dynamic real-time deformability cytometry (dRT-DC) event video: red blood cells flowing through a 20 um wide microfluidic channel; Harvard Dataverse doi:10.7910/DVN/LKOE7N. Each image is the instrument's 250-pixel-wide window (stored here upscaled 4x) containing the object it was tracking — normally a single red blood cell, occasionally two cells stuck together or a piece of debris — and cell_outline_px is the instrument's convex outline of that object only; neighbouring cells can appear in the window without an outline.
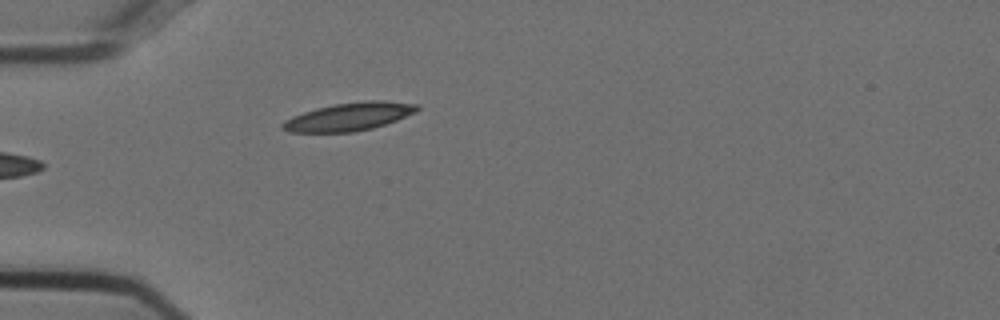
{"species": "Egyptian fruit bat (a non-hibernating species)", "species_latin": "Rousettus aegyptiacus", "temperature_condition": "cold", "stored_images_in_passage": 27, "camera_frame_rate_fps": 3000, "um_per_image_px": 0.085, "animal": {"sex": "female"}, "frame": {"image": 1, "passage_image": 1, "time_ms": 0.0, "image_size_px": [1000, 320], "cell_outline_px": [[420, 108], [416, 112], [396, 120], [372, 128], [356, 132], [288, 132], [280, 128], [280, 124], [284, 120], [292, 116], [316, 108], [336, 104], [364, 100], [384, 100], [420, 104]], "centroid_in_image_um": [29.67, 9.91], "position_along_channel_um": 55.3, "area_um2": 22.14}}
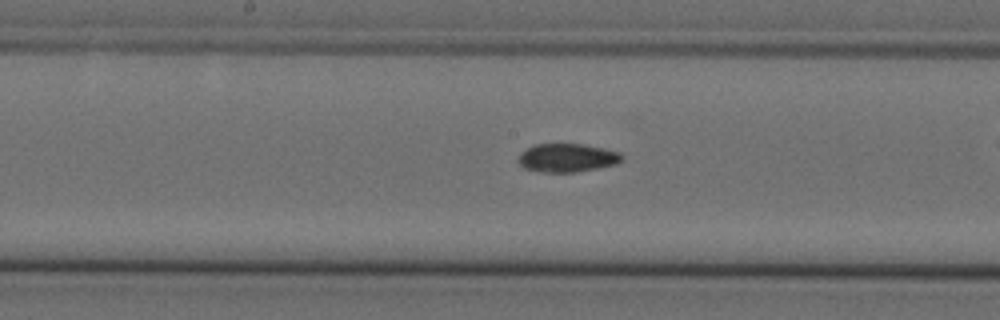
{"frame": {"image": 2, "passage_image": 10, "time_ms": 3.0, "image_size_px": [1000, 320], "cell_outline_px": [[624, 160], [616, 164], [576, 172], [540, 172], [524, 168], [516, 160], [520, 152], [532, 144], [584, 144], [604, 148], [620, 152], [624, 156]], "centroid_in_image_um": [48.19, 13.4], "position_along_channel_um": 200.0, "area_um2": 17.46}}
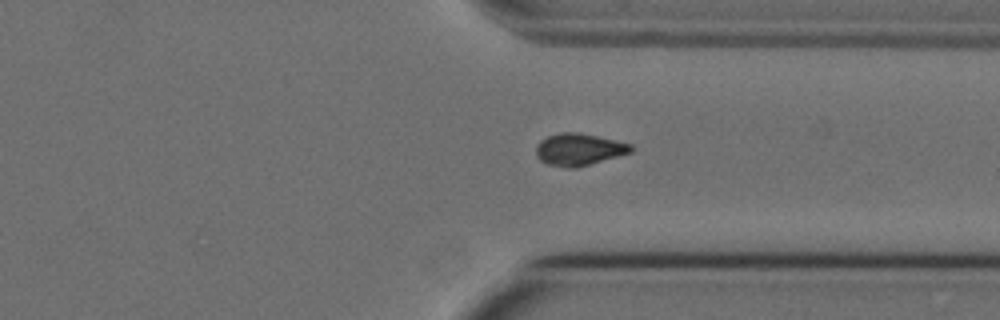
{"frame": {"image": 3, "passage_image": 23, "time_ms": 7.333, "image_size_px": [1000, 320], "cell_outline_px": [[636, 148], [632, 152], [576, 168], [568, 168], [548, 164], [540, 160], [536, 156], [536, 144], [540, 140], [548, 136], [560, 132], [580, 132], [632, 144]], "centroid_in_image_um": [49.21, 12.69], "position_along_channel_um": 362.2, "area_um2": 17.86}, "authors_computed_cell_mechanics": {"area_um2": 17.6868, "velocity_mm_per_s": 3.7499, "shape_relaxation_time_tau1_ms": null, "shape_relaxation_time_tau2_ms": 4.725, "deformation_change_tau1": null, "deformation_change_tau2": 0.0523}}